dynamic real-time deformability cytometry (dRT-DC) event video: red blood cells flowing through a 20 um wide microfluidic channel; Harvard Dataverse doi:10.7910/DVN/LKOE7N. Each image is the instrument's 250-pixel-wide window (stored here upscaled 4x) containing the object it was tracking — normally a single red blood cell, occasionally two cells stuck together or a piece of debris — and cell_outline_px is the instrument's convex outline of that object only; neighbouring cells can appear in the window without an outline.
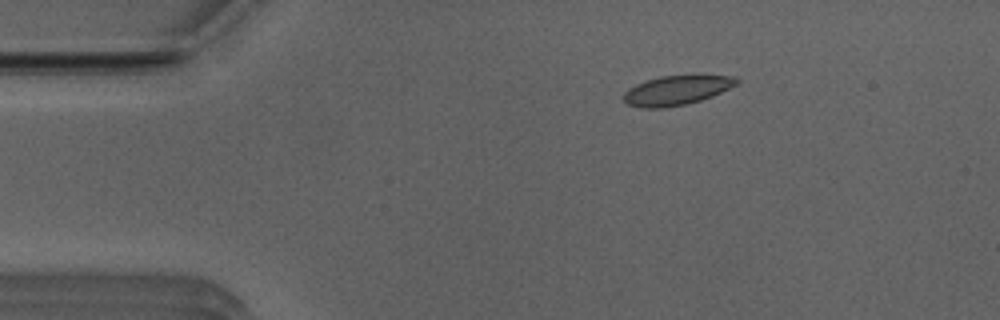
{"species": "Egyptian fruit bat (a non-hibernating species)", "species_latin": "Rousettus aegyptiacus", "temperature_condition": "room temperature", "stored_images_in_passage": 15, "camera_frame_rate_fps": 3000, "um_per_image_px": 0.085, "animal": {"sex": "male"}, "frame": {"image": 1, "passage_image": 9, "time_ms": 2.667, "image_size_px": [1000, 320], "cell_outline_px": [[740, 80], [736, 84], [712, 96], [688, 104], [664, 108], [640, 108], [628, 104], [620, 96], [628, 88], [636, 84], [660, 76], [736, 76]], "centroid_in_image_um": [57.45, 7.69], "position_along_channel_um": 27.6, "area_um2": 19.25}}